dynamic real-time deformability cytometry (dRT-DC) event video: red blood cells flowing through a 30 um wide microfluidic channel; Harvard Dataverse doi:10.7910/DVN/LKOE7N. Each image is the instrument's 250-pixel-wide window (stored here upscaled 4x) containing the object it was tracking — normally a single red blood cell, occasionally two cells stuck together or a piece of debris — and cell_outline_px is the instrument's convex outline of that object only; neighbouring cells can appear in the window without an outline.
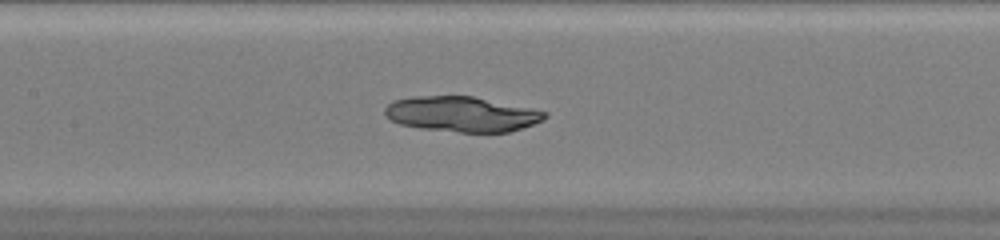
{"species": "common noctule bat (a hibernating species)", "species_latin": "Nyctalus noctula", "temperature_condition": "warm", "stored_images_in_passage": 34, "camera_frame_rate_fps": 3000, "um_per_image_px": 0.085, "animal": {"sex": "female", "body_mass_g": 20.0, "forearm_length_mm": 54.0}, "frame": {"image": 1, "passage_image": 12, "time_ms": 3.667, "image_size_px": [1000, 240], "cell_outline_px": [[548, 116], [544, 120], [508, 132], [460, 132], [420, 128], [400, 124], [392, 120], [384, 112], [384, 108], [392, 100], [412, 96], [472, 96], [532, 108], [548, 112]], "centroid_in_image_um": [39.25, 9.69], "position_along_channel_um": 168.1, "area_um2": 32.77}}
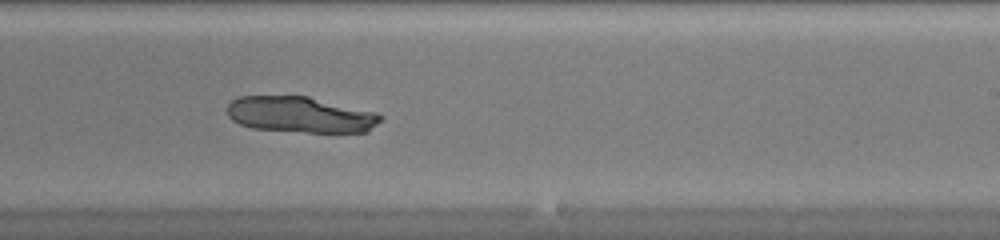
{"frame": {"image": 2, "passage_image": 19, "time_ms": 6.0, "image_size_px": [1000, 240], "cell_outline_px": [[384, 116], [368, 132], [308, 132], [252, 128], [240, 124], [232, 120], [228, 116], [228, 104], [232, 100], [240, 96], [308, 96], [376, 112]], "centroid_in_image_um": [25.54, 9.74], "position_along_channel_um": 263.5, "area_um2": 32.08}}
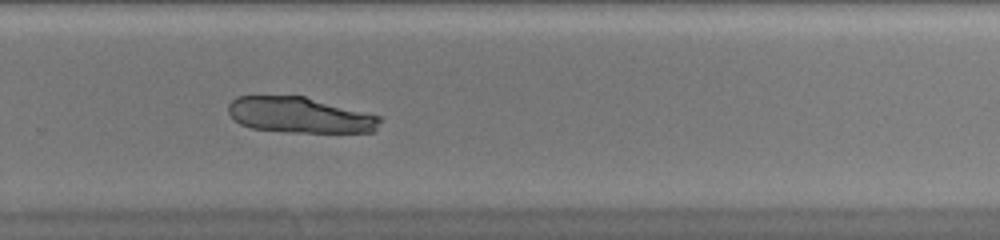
{"frame": {"image": 3, "passage_image": 22, "time_ms": 7.0, "image_size_px": [1000, 240], "cell_outline_px": [[384, 120], [372, 132], [288, 132], [252, 128], [240, 124], [228, 112], [228, 104], [236, 96], [304, 96], [380, 116]], "centroid_in_image_um": [25.48, 9.78], "position_along_channel_um": 304.3, "area_um2": 31.44}}